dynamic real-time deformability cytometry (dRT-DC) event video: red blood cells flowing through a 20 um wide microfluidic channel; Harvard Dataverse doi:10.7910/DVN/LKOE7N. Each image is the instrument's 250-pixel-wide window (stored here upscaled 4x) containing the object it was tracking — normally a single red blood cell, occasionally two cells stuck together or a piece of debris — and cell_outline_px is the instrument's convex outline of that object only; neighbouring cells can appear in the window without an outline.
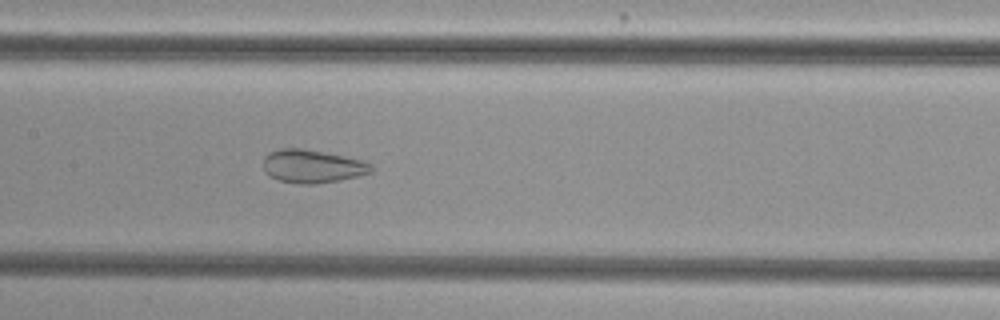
{"species": "common noctule bat (a hibernating species)", "species_latin": "Nyctalus noctula", "temperature_condition": "cold", "stored_images_in_passage": 53, "camera_frame_rate_fps": 3000, "um_per_image_px": 0.085, "animal": {"sex": "female", "body_mass_g": 29.2, "forearm_length_mm": 56.3}, "frame": {"image": 1, "passage_image": 26, "time_ms": 8.333, "image_size_px": [1000, 320], "cell_outline_px": [[372, 172], [360, 176], [340, 180], [316, 184], [300, 184], [280, 180], [268, 176], [264, 172], [264, 156], [280, 148], [300, 148], [324, 152], [364, 160], [372, 164]], "centroid_in_image_um": [26.57, 14.14], "position_along_channel_um": 180.8, "area_um2": 20.98}}
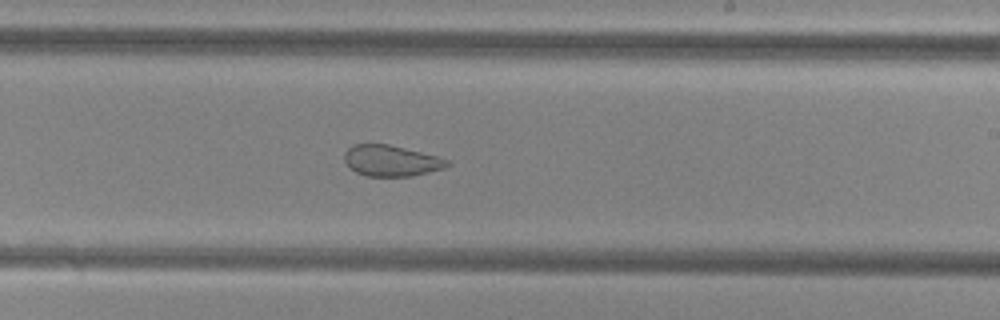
{"frame": {"image": 2, "passage_image": 32, "time_ms": 10.333, "image_size_px": [1000, 320], "cell_outline_px": [[452, 164], [444, 168], [412, 176], [368, 176], [356, 172], [344, 160], [344, 152], [352, 144], [388, 144], [436, 156], [448, 160]], "centroid_in_image_um": [33.24, 13.66], "position_along_channel_um": 255.8, "area_um2": 18.38}}
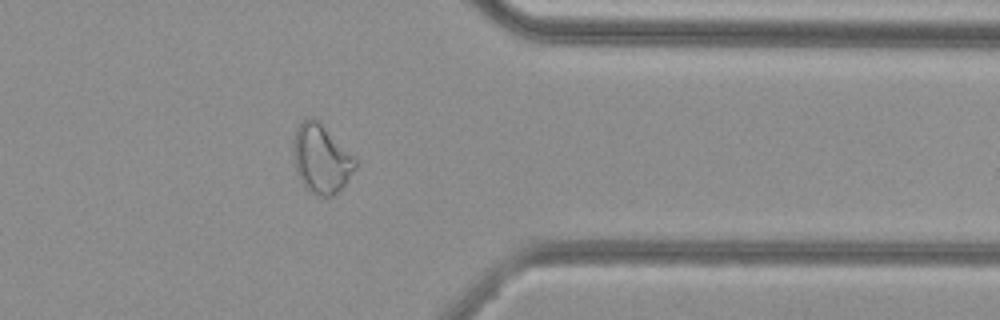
{"frame": {"image": 3, "passage_image": 43, "time_ms": 14.0, "image_size_px": [1000, 320], "cell_outline_px": [[356, 168], [344, 184], [332, 196], [320, 196], [312, 192], [300, 180], [296, 172], [292, 148], [292, 136], [296, 128], [308, 116], [312, 116], [320, 120], [356, 156]], "centroid_in_image_um": [27.3, 13.42], "position_along_channel_um": 384.1, "area_um2": 25.32}, "authors_computed_cell_mechanics": {"area_um2": 26.6458, "velocity_mm_per_s": 3.7563, "shape_relaxation_time_tau1_ms": null, "shape_relaxation_time_tau2_ms": 1.3271, "deformation_change_tau1": null, "deformation_change_tau2": 0.0845}}